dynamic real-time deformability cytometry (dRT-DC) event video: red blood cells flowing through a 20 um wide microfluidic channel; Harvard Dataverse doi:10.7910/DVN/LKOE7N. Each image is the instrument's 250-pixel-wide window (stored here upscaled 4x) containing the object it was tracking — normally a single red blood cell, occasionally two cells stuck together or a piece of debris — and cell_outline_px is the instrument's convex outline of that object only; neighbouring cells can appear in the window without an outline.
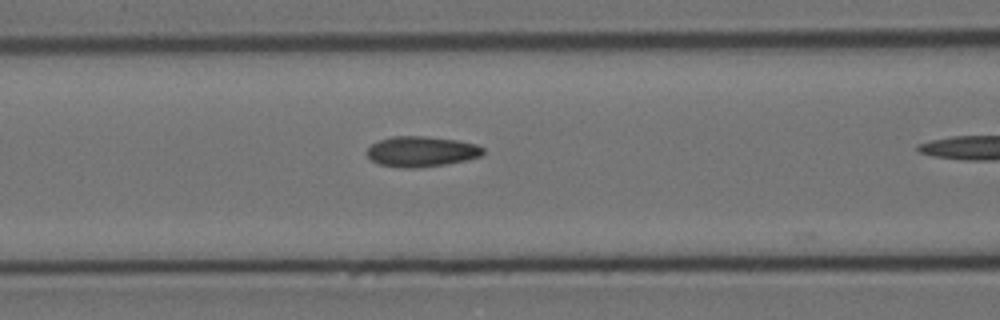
{"species": "Egyptian fruit bat (a non-hibernating species)", "species_latin": "Rousettus aegyptiacus", "temperature_condition": "cold", "stored_images_in_passage": 17, "camera_frame_rate_fps": 3000, "um_per_image_px": 0.085, "animal": {"sex": "female"}, "frame": {"image": 1, "passage_image": 16, "time_ms": 5.0, "image_size_px": [1000, 320], "cell_outline_px": [[484, 152], [480, 156], [468, 160], [444, 164], [416, 168], [400, 168], [380, 164], [372, 160], [364, 152], [372, 144], [380, 140], [392, 136], [424, 136], [456, 140], [476, 144], [484, 148]], "centroid_in_image_um": [35.81, 12.88], "position_along_channel_um": 130.8, "area_um2": 20.58}}